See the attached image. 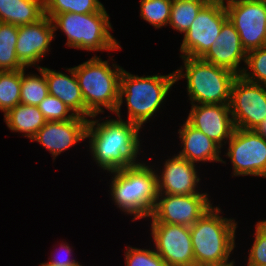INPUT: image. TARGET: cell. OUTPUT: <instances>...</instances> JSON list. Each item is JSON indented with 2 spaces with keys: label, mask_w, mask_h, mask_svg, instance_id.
Returning <instances> with one entry per match:
<instances>
[{
  "label": "cell",
  "mask_w": 266,
  "mask_h": 266,
  "mask_svg": "<svg viewBox=\"0 0 266 266\" xmlns=\"http://www.w3.org/2000/svg\"><path fill=\"white\" fill-rule=\"evenodd\" d=\"M209 197V194L172 195L158 193L153 211L147 219L150 223H168L191 227L214 206Z\"/></svg>",
  "instance_id": "8fae6325"
},
{
  "label": "cell",
  "mask_w": 266,
  "mask_h": 266,
  "mask_svg": "<svg viewBox=\"0 0 266 266\" xmlns=\"http://www.w3.org/2000/svg\"><path fill=\"white\" fill-rule=\"evenodd\" d=\"M254 242L249 247L246 265L266 266V219L255 224Z\"/></svg>",
  "instance_id": "1f68e13d"
},
{
  "label": "cell",
  "mask_w": 266,
  "mask_h": 266,
  "mask_svg": "<svg viewBox=\"0 0 266 266\" xmlns=\"http://www.w3.org/2000/svg\"><path fill=\"white\" fill-rule=\"evenodd\" d=\"M175 83V71L167 75L138 76L123 69L120 77L119 102L114 116L122 119L124 115L121 107L126 103L125 120L135 123L142 129L144 124L155 118Z\"/></svg>",
  "instance_id": "7a4b0ae2"
},
{
  "label": "cell",
  "mask_w": 266,
  "mask_h": 266,
  "mask_svg": "<svg viewBox=\"0 0 266 266\" xmlns=\"http://www.w3.org/2000/svg\"><path fill=\"white\" fill-rule=\"evenodd\" d=\"M55 36L52 20L48 16L33 24L18 26L15 50L20 63L28 69L32 66L40 68L38 64L48 56Z\"/></svg>",
  "instance_id": "5bb4252c"
},
{
  "label": "cell",
  "mask_w": 266,
  "mask_h": 266,
  "mask_svg": "<svg viewBox=\"0 0 266 266\" xmlns=\"http://www.w3.org/2000/svg\"><path fill=\"white\" fill-rule=\"evenodd\" d=\"M254 130L266 139V118Z\"/></svg>",
  "instance_id": "836d02e7"
},
{
  "label": "cell",
  "mask_w": 266,
  "mask_h": 266,
  "mask_svg": "<svg viewBox=\"0 0 266 266\" xmlns=\"http://www.w3.org/2000/svg\"><path fill=\"white\" fill-rule=\"evenodd\" d=\"M192 266H236L235 263H226V264H194Z\"/></svg>",
  "instance_id": "d590c367"
},
{
  "label": "cell",
  "mask_w": 266,
  "mask_h": 266,
  "mask_svg": "<svg viewBox=\"0 0 266 266\" xmlns=\"http://www.w3.org/2000/svg\"><path fill=\"white\" fill-rule=\"evenodd\" d=\"M225 157L230 159L232 177L257 176L266 178V139L255 130L235 128Z\"/></svg>",
  "instance_id": "ba28073f"
},
{
  "label": "cell",
  "mask_w": 266,
  "mask_h": 266,
  "mask_svg": "<svg viewBox=\"0 0 266 266\" xmlns=\"http://www.w3.org/2000/svg\"><path fill=\"white\" fill-rule=\"evenodd\" d=\"M111 183L109 194L112 203L127 215L132 222L147 219L158 198L157 175L154 166L142 162L118 171L109 172Z\"/></svg>",
  "instance_id": "3957f363"
},
{
  "label": "cell",
  "mask_w": 266,
  "mask_h": 266,
  "mask_svg": "<svg viewBox=\"0 0 266 266\" xmlns=\"http://www.w3.org/2000/svg\"><path fill=\"white\" fill-rule=\"evenodd\" d=\"M180 58L183 64L175 70V79L176 82L186 80L187 97L191 104H229L237 74L202 58Z\"/></svg>",
  "instance_id": "52a82bcc"
},
{
  "label": "cell",
  "mask_w": 266,
  "mask_h": 266,
  "mask_svg": "<svg viewBox=\"0 0 266 266\" xmlns=\"http://www.w3.org/2000/svg\"><path fill=\"white\" fill-rule=\"evenodd\" d=\"M140 17L156 29L168 26L172 0H141Z\"/></svg>",
  "instance_id": "83f0119b"
},
{
  "label": "cell",
  "mask_w": 266,
  "mask_h": 266,
  "mask_svg": "<svg viewBox=\"0 0 266 266\" xmlns=\"http://www.w3.org/2000/svg\"><path fill=\"white\" fill-rule=\"evenodd\" d=\"M209 0H172V9L168 26L184 34L201 8Z\"/></svg>",
  "instance_id": "d4e9b609"
},
{
  "label": "cell",
  "mask_w": 266,
  "mask_h": 266,
  "mask_svg": "<svg viewBox=\"0 0 266 266\" xmlns=\"http://www.w3.org/2000/svg\"><path fill=\"white\" fill-rule=\"evenodd\" d=\"M225 8L247 53L266 46V2L242 0Z\"/></svg>",
  "instance_id": "7c38bea8"
},
{
  "label": "cell",
  "mask_w": 266,
  "mask_h": 266,
  "mask_svg": "<svg viewBox=\"0 0 266 266\" xmlns=\"http://www.w3.org/2000/svg\"><path fill=\"white\" fill-rule=\"evenodd\" d=\"M59 244H60V247H59L60 250L55 249L56 253L54 251L53 253L51 252L50 258L48 259L49 261H47V263H50L54 266H85L83 264H80L79 261L71 257L73 254L72 253L73 250L70 244H68L67 242H63V240ZM63 252H65L64 255L62 254Z\"/></svg>",
  "instance_id": "d6a6232c"
},
{
  "label": "cell",
  "mask_w": 266,
  "mask_h": 266,
  "mask_svg": "<svg viewBox=\"0 0 266 266\" xmlns=\"http://www.w3.org/2000/svg\"><path fill=\"white\" fill-rule=\"evenodd\" d=\"M246 56L247 52L242 47L240 36L228 19L202 59L241 75L244 69L241 64L244 63L245 66Z\"/></svg>",
  "instance_id": "ac0fdd59"
},
{
  "label": "cell",
  "mask_w": 266,
  "mask_h": 266,
  "mask_svg": "<svg viewBox=\"0 0 266 266\" xmlns=\"http://www.w3.org/2000/svg\"><path fill=\"white\" fill-rule=\"evenodd\" d=\"M229 108L235 128L254 130L266 118V86L238 75L231 87Z\"/></svg>",
  "instance_id": "30bf717a"
},
{
  "label": "cell",
  "mask_w": 266,
  "mask_h": 266,
  "mask_svg": "<svg viewBox=\"0 0 266 266\" xmlns=\"http://www.w3.org/2000/svg\"><path fill=\"white\" fill-rule=\"evenodd\" d=\"M162 163V168L153 165L156 168L158 193L172 195L208 194L207 192L202 193V191L200 193L201 177L197 164L189 162L175 153L174 156H169Z\"/></svg>",
  "instance_id": "9a60e30c"
},
{
  "label": "cell",
  "mask_w": 266,
  "mask_h": 266,
  "mask_svg": "<svg viewBox=\"0 0 266 266\" xmlns=\"http://www.w3.org/2000/svg\"><path fill=\"white\" fill-rule=\"evenodd\" d=\"M70 75L44 67L49 94L63 101L75 115L86 118V106L73 67L65 68Z\"/></svg>",
  "instance_id": "ffe728a7"
},
{
  "label": "cell",
  "mask_w": 266,
  "mask_h": 266,
  "mask_svg": "<svg viewBox=\"0 0 266 266\" xmlns=\"http://www.w3.org/2000/svg\"><path fill=\"white\" fill-rule=\"evenodd\" d=\"M103 118L93 116L88 120L86 140L91 160L107 173L140 165L141 128L123 118Z\"/></svg>",
  "instance_id": "6da1fadb"
},
{
  "label": "cell",
  "mask_w": 266,
  "mask_h": 266,
  "mask_svg": "<svg viewBox=\"0 0 266 266\" xmlns=\"http://www.w3.org/2000/svg\"><path fill=\"white\" fill-rule=\"evenodd\" d=\"M4 116V121L13 133H23L22 136L30 140L47 122L37 106L19 103Z\"/></svg>",
  "instance_id": "7402d4cb"
},
{
  "label": "cell",
  "mask_w": 266,
  "mask_h": 266,
  "mask_svg": "<svg viewBox=\"0 0 266 266\" xmlns=\"http://www.w3.org/2000/svg\"><path fill=\"white\" fill-rule=\"evenodd\" d=\"M52 20L54 33L60 29L67 37L65 46L91 52H104L122 49L120 42L111 34L113 26L110 15L104 7L101 11L89 14L62 13L45 14Z\"/></svg>",
  "instance_id": "8992f818"
},
{
  "label": "cell",
  "mask_w": 266,
  "mask_h": 266,
  "mask_svg": "<svg viewBox=\"0 0 266 266\" xmlns=\"http://www.w3.org/2000/svg\"><path fill=\"white\" fill-rule=\"evenodd\" d=\"M37 107L47 122L66 121L76 116L63 101L50 94H48Z\"/></svg>",
  "instance_id": "4dcf8cb0"
},
{
  "label": "cell",
  "mask_w": 266,
  "mask_h": 266,
  "mask_svg": "<svg viewBox=\"0 0 266 266\" xmlns=\"http://www.w3.org/2000/svg\"><path fill=\"white\" fill-rule=\"evenodd\" d=\"M88 120L76 115L73 119L66 121H48L35 134L30 142H38L55 159L66 150L76 146L77 143L86 141V130Z\"/></svg>",
  "instance_id": "2e32d148"
},
{
  "label": "cell",
  "mask_w": 266,
  "mask_h": 266,
  "mask_svg": "<svg viewBox=\"0 0 266 266\" xmlns=\"http://www.w3.org/2000/svg\"><path fill=\"white\" fill-rule=\"evenodd\" d=\"M26 69H21L20 103L37 106L49 94L44 67L37 68L39 75Z\"/></svg>",
  "instance_id": "603a6c76"
},
{
  "label": "cell",
  "mask_w": 266,
  "mask_h": 266,
  "mask_svg": "<svg viewBox=\"0 0 266 266\" xmlns=\"http://www.w3.org/2000/svg\"><path fill=\"white\" fill-rule=\"evenodd\" d=\"M102 60L97 54L89 60L74 66L78 84L86 106V118L105 113L112 115L117 109L120 92V77L124 69L117 63L109 64L113 57ZM113 112V113H112Z\"/></svg>",
  "instance_id": "277c9868"
},
{
  "label": "cell",
  "mask_w": 266,
  "mask_h": 266,
  "mask_svg": "<svg viewBox=\"0 0 266 266\" xmlns=\"http://www.w3.org/2000/svg\"><path fill=\"white\" fill-rule=\"evenodd\" d=\"M21 70L0 71V111L3 115L20 103Z\"/></svg>",
  "instance_id": "484cf974"
},
{
  "label": "cell",
  "mask_w": 266,
  "mask_h": 266,
  "mask_svg": "<svg viewBox=\"0 0 266 266\" xmlns=\"http://www.w3.org/2000/svg\"><path fill=\"white\" fill-rule=\"evenodd\" d=\"M44 16V0H0V22L20 26Z\"/></svg>",
  "instance_id": "44dd1931"
},
{
  "label": "cell",
  "mask_w": 266,
  "mask_h": 266,
  "mask_svg": "<svg viewBox=\"0 0 266 266\" xmlns=\"http://www.w3.org/2000/svg\"><path fill=\"white\" fill-rule=\"evenodd\" d=\"M243 67L245 80L266 86V46L249 51Z\"/></svg>",
  "instance_id": "f1b7e54d"
},
{
  "label": "cell",
  "mask_w": 266,
  "mask_h": 266,
  "mask_svg": "<svg viewBox=\"0 0 266 266\" xmlns=\"http://www.w3.org/2000/svg\"><path fill=\"white\" fill-rule=\"evenodd\" d=\"M228 20L225 6L208 1L199 11L180 43V57L202 58Z\"/></svg>",
  "instance_id": "9c48e42d"
},
{
  "label": "cell",
  "mask_w": 266,
  "mask_h": 266,
  "mask_svg": "<svg viewBox=\"0 0 266 266\" xmlns=\"http://www.w3.org/2000/svg\"><path fill=\"white\" fill-rule=\"evenodd\" d=\"M221 210L211 207L190 227L195 264L236 263L230 257L236 247L238 222L224 217Z\"/></svg>",
  "instance_id": "5b68a950"
},
{
  "label": "cell",
  "mask_w": 266,
  "mask_h": 266,
  "mask_svg": "<svg viewBox=\"0 0 266 266\" xmlns=\"http://www.w3.org/2000/svg\"><path fill=\"white\" fill-rule=\"evenodd\" d=\"M103 8L104 5L99 0H44L45 14H89L99 12Z\"/></svg>",
  "instance_id": "4316f807"
},
{
  "label": "cell",
  "mask_w": 266,
  "mask_h": 266,
  "mask_svg": "<svg viewBox=\"0 0 266 266\" xmlns=\"http://www.w3.org/2000/svg\"><path fill=\"white\" fill-rule=\"evenodd\" d=\"M213 2H216L220 5L227 6L228 4H231L233 2L242 1V0H210Z\"/></svg>",
  "instance_id": "e575fe53"
},
{
  "label": "cell",
  "mask_w": 266,
  "mask_h": 266,
  "mask_svg": "<svg viewBox=\"0 0 266 266\" xmlns=\"http://www.w3.org/2000/svg\"><path fill=\"white\" fill-rule=\"evenodd\" d=\"M39 266H54V265H52V264H50V263H47V262L45 261V262L40 263Z\"/></svg>",
  "instance_id": "8d00e7d4"
},
{
  "label": "cell",
  "mask_w": 266,
  "mask_h": 266,
  "mask_svg": "<svg viewBox=\"0 0 266 266\" xmlns=\"http://www.w3.org/2000/svg\"><path fill=\"white\" fill-rule=\"evenodd\" d=\"M124 256L125 266H167L155 251L154 246L149 249H141L128 245L125 248Z\"/></svg>",
  "instance_id": "f546056e"
},
{
  "label": "cell",
  "mask_w": 266,
  "mask_h": 266,
  "mask_svg": "<svg viewBox=\"0 0 266 266\" xmlns=\"http://www.w3.org/2000/svg\"><path fill=\"white\" fill-rule=\"evenodd\" d=\"M150 226L154 249L167 266L195 264L190 227L168 223H151Z\"/></svg>",
  "instance_id": "4fadbf2b"
},
{
  "label": "cell",
  "mask_w": 266,
  "mask_h": 266,
  "mask_svg": "<svg viewBox=\"0 0 266 266\" xmlns=\"http://www.w3.org/2000/svg\"><path fill=\"white\" fill-rule=\"evenodd\" d=\"M18 26L0 22V71H16L25 67L16 55Z\"/></svg>",
  "instance_id": "cb8c5ba5"
},
{
  "label": "cell",
  "mask_w": 266,
  "mask_h": 266,
  "mask_svg": "<svg viewBox=\"0 0 266 266\" xmlns=\"http://www.w3.org/2000/svg\"><path fill=\"white\" fill-rule=\"evenodd\" d=\"M181 127V129H180ZM178 129L181 150L177 155L194 164L220 162L226 164L221 158V147L200 130L191 126L186 120Z\"/></svg>",
  "instance_id": "d6986e66"
},
{
  "label": "cell",
  "mask_w": 266,
  "mask_h": 266,
  "mask_svg": "<svg viewBox=\"0 0 266 266\" xmlns=\"http://www.w3.org/2000/svg\"><path fill=\"white\" fill-rule=\"evenodd\" d=\"M190 108L185 120L223 149L235 130L229 104H191Z\"/></svg>",
  "instance_id": "e0dca14e"
}]
</instances>
